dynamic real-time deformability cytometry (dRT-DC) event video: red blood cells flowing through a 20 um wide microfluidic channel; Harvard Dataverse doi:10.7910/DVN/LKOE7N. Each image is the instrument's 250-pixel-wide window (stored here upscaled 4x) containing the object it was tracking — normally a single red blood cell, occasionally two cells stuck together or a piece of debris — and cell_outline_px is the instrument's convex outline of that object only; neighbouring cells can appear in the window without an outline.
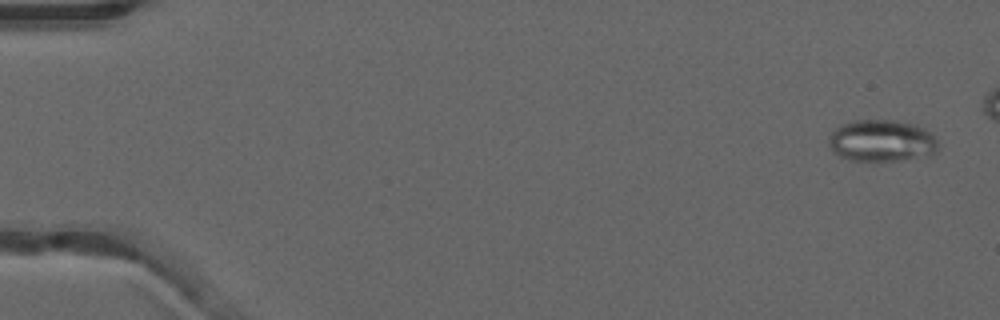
{"species": "common noctule bat (a hibernating species)", "species_latin": "Nyctalus noctula", "temperature_condition": "warm", "stored_images_in_passage": 49, "camera_frame_rate_fps": 3000, "um_per_image_px": 0.085, "animal": {"sex": "male", "forearm_length_mm": 52.5}, "frame": {"image": 1, "passage_image": 3, "time_ms": 0.667, "image_size_px": [1000, 320], "cell_outline_px": [[936, 152], [928, 156], [876, 164], [852, 160], [840, 156], [828, 144], [828, 136], [840, 124], [852, 120], [896, 120], [916, 124], [932, 132], [936, 140]], "centroid_in_image_um": [74.94, 11.99], "position_along_channel_um": 10.1, "area_um2": 27.46}}
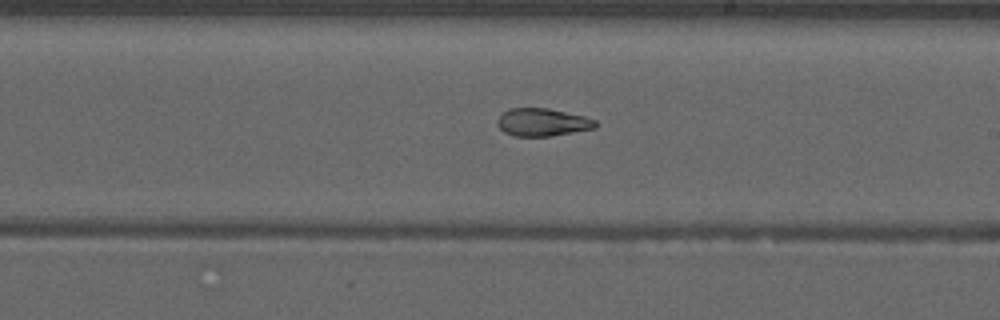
{"frame": {"image": 2, "passage_image": 32, "time_ms": 10.333, "image_size_px": [1000, 320], "cell_outline_px": [[596, 128], [552, 136], [512, 136], [504, 132], [496, 124], [496, 120], [508, 108], [548, 108], [584, 116], [596, 120]], "centroid_in_image_um": [46.09, 10.39], "position_along_channel_um": 242.9, "area_um2": 15.95}}
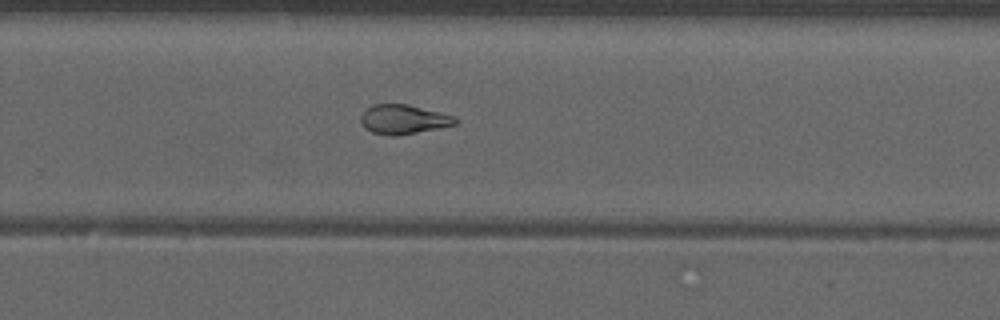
{"frame": {"image": 3, "passage_image": 36, "time_ms": 11.667, "image_size_px": [1000, 320], "cell_outline_px": [[456, 124], [440, 128], [392, 136], [388, 136], [372, 132], [364, 128], [360, 120], [360, 116], [372, 104], [408, 104], [456, 116]], "centroid_in_image_um": [34.28, 10.14], "position_along_channel_um": 295.5, "area_um2": 16.13}}